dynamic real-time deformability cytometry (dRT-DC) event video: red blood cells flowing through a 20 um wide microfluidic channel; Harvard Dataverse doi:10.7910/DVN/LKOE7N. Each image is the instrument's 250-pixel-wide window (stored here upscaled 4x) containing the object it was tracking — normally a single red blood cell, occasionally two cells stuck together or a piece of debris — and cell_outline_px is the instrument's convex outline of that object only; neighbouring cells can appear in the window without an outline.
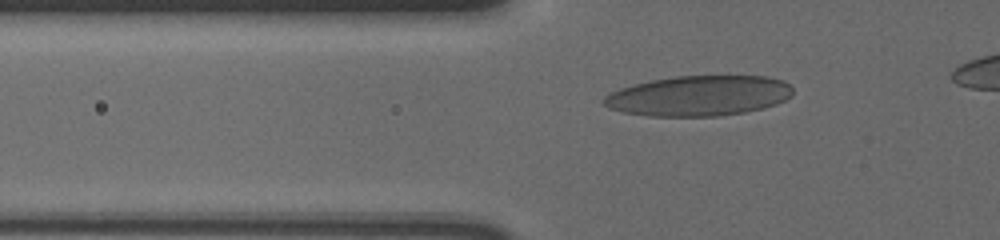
{"species": "human", "species_latin": "Homo sapiens", "temperature_condition": "cold", "stored_images_in_passage": 35, "camera_frame_rate_fps": 3000, "um_per_image_px": 0.085, "donor": {"sex": "male"}, "frame": {"image": 1, "passage_image": 2, "time_ms": 0.333, "image_size_px": [1000, 240], "cell_outline_px": [[792, 96], [776, 104], [764, 108], [744, 112], [720, 116], [648, 116], [624, 112], [612, 108], [604, 104], [600, 100], [604, 96], [620, 88], [632, 84], [652, 80], [676, 76], [768, 76], [784, 80], [792, 88]], "centroid_in_image_um": [59.42, 8.14], "position_along_channel_um": 66.4, "area_um2": 44.45}}
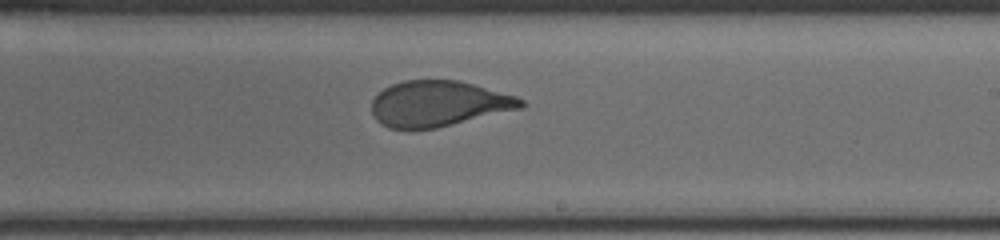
{"frame": {"image": 2, "passage_image": 18, "time_ms": 5.667, "image_size_px": [1000, 240], "cell_outline_px": [[524, 108], [436, 128], [388, 128], [380, 124], [376, 120], [372, 112], [372, 100], [384, 88], [392, 84], [404, 80], [456, 80], [472, 84], [516, 96], [524, 100]], "centroid_in_image_um": [37.27, 8.81], "position_along_channel_um": 251.7, "area_um2": 39.54}}
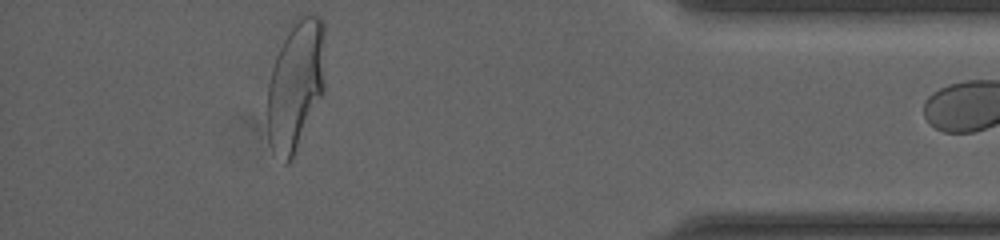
{"frame": {"image": 3, "passage_image": 34, "time_ms": 11.0, "image_size_px": [1000, 240], "cell_outline_px": [[324, 92], [292, 160], [288, 164], [284, 164], [268, 140], [268, 84], [272, 68], [276, 56], [288, 24], [296, 16], [304, 12], [312, 12], [320, 16], [324, 24]], "centroid_in_image_um": [25.15, 7.12], "position_along_channel_um": 410.1, "area_um2": 44.62}}